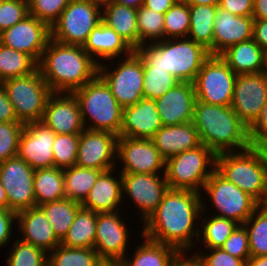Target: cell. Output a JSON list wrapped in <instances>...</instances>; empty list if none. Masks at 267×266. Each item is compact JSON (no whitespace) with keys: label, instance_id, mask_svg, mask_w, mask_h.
Instances as JSON below:
<instances>
[{"label":"cell","instance_id":"1","mask_svg":"<svg viewBox=\"0 0 267 266\" xmlns=\"http://www.w3.org/2000/svg\"><path fill=\"white\" fill-rule=\"evenodd\" d=\"M202 200L201 193L169 188L156 211L142 224L141 235L180 252L190 251L199 238L198 220L207 212Z\"/></svg>","mask_w":267,"mask_h":266},{"label":"cell","instance_id":"2","mask_svg":"<svg viewBox=\"0 0 267 266\" xmlns=\"http://www.w3.org/2000/svg\"><path fill=\"white\" fill-rule=\"evenodd\" d=\"M99 63L81 45L50 39L38 68L52 93H73L98 75Z\"/></svg>","mask_w":267,"mask_h":266},{"label":"cell","instance_id":"3","mask_svg":"<svg viewBox=\"0 0 267 266\" xmlns=\"http://www.w3.org/2000/svg\"><path fill=\"white\" fill-rule=\"evenodd\" d=\"M192 123L197 129L201 144L216 155L251 147L248 127L231 106L210 105L196 100Z\"/></svg>","mask_w":267,"mask_h":266},{"label":"cell","instance_id":"4","mask_svg":"<svg viewBox=\"0 0 267 266\" xmlns=\"http://www.w3.org/2000/svg\"><path fill=\"white\" fill-rule=\"evenodd\" d=\"M143 68L166 70L180 82H194L204 61L210 56L201 44L189 38L163 39L140 45L135 50Z\"/></svg>","mask_w":267,"mask_h":266},{"label":"cell","instance_id":"5","mask_svg":"<svg viewBox=\"0 0 267 266\" xmlns=\"http://www.w3.org/2000/svg\"><path fill=\"white\" fill-rule=\"evenodd\" d=\"M215 170L259 203L267 190V148L249 147L216 156Z\"/></svg>","mask_w":267,"mask_h":266},{"label":"cell","instance_id":"6","mask_svg":"<svg viewBox=\"0 0 267 266\" xmlns=\"http://www.w3.org/2000/svg\"><path fill=\"white\" fill-rule=\"evenodd\" d=\"M73 94L79 103L85 129L107 131L119 136L123 107L99 75ZM87 119L90 124H87Z\"/></svg>","mask_w":267,"mask_h":266},{"label":"cell","instance_id":"7","mask_svg":"<svg viewBox=\"0 0 267 266\" xmlns=\"http://www.w3.org/2000/svg\"><path fill=\"white\" fill-rule=\"evenodd\" d=\"M216 156L206 145L201 144L167 158L164 174L169 188L202 193L206 181L215 171Z\"/></svg>","mask_w":267,"mask_h":266},{"label":"cell","instance_id":"8","mask_svg":"<svg viewBox=\"0 0 267 266\" xmlns=\"http://www.w3.org/2000/svg\"><path fill=\"white\" fill-rule=\"evenodd\" d=\"M2 85L19 122L41 121L52 91L39 68L28 75L4 80Z\"/></svg>","mask_w":267,"mask_h":266},{"label":"cell","instance_id":"9","mask_svg":"<svg viewBox=\"0 0 267 266\" xmlns=\"http://www.w3.org/2000/svg\"><path fill=\"white\" fill-rule=\"evenodd\" d=\"M101 22V4L90 0H72L51 26V39L64 45L83 46Z\"/></svg>","mask_w":267,"mask_h":266},{"label":"cell","instance_id":"10","mask_svg":"<svg viewBox=\"0 0 267 266\" xmlns=\"http://www.w3.org/2000/svg\"><path fill=\"white\" fill-rule=\"evenodd\" d=\"M120 59L114 70L100 60L98 75L109 86L117 102L126 107L143 99V61L135 50Z\"/></svg>","mask_w":267,"mask_h":266},{"label":"cell","instance_id":"11","mask_svg":"<svg viewBox=\"0 0 267 266\" xmlns=\"http://www.w3.org/2000/svg\"><path fill=\"white\" fill-rule=\"evenodd\" d=\"M203 191L210 197L212 207L219 212L214 216L231 219L240 225L259 207L255 198L227 181L216 170L206 181Z\"/></svg>","mask_w":267,"mask_h":266},{"label":"cell","instance_id":"12","mask_svg":"<svg viewBox=\"0 0 267 266\" xmlns=\"http://www.w3.org/2000/svg\"><path fill=\"white\" fill-rule=\"evenodd\" d=\"M237 74L219 55H210L193 82L196 100L210 105L231 106Z\"/></svg>","mask_w":267,"mask_h":266},{"label":"cell","instance_id":"13","mask_svg":"<svg viewBox=\"0 0 267 266\" xmlns=\"http://www.w3.org/2000/svg\"><path fill=\"white\" fill-rule=\"evenodd\" d=\"M35 170L14 157L0 163V182L8 200V210L18 213L36 206L33 186Z\"/></svg>","mask_w":267,"mask_h":266},{"label":"cell","instance_id":"14","mask_svg":"<svg viewBox=\"0 0 267 266\" xmlns=\"http://www.w3.org/2000/svg\"><path fill=\"white\" fill-rule=\"evenodd\" d=\"M121 178L123 195L126 193L135 203L145 223L169 189L165 174L121 173Z\"/></svg>","mask_w":267,"mask_h":266},{"label":"cell","instance_id":"15","mask_svg":"<svg viewBox=\"0 0 267 266\" xmlns=\"http://www.w3.org/2000/svg\"><path fill=\"white\" fill-rule=\"evenodd\" d=\"M116 158L122 162L120 173H165V159L151 139L118 136Z\"/></svg>","mask_w":267,"mask_h":266},{"label":"cell","instance_id":"16","mask_svg":"<svg viewBox=\"0 0 267 266\" xmlns=\"http://www.w3.org/2000/svg\"><path fill=\"white\" fill-rule=\"evenodd\" d=\"M267 101V76L263 73L238 74L231 108L249 128Z\"/></svg>","mask_w":267,"mask_h":266},{"label":"cell","instance_id":"17","mask_svg":"<svg viewBox=\"0 0 267 266\" xmlns=\"http://www.w3.org/2000/svg\"><path fill=\"white\" fill-rule=\"evenodd\" d=\"M118 135L84 129L79 134L76 165L107 171L115 168Z\"/></svg>","mask_w":267,"mask_h":266},{"label":"cell","instance_id":"18","mask_svg":"<svg viewBox=\"0 0 267 266\" xmlns=\"http://www.w3.org/2000/svg\"><path fill=\"white\" fill-rule=\"evenodd\" d=\"M50 39V27L31 15L0 33L1 44L30 55L37 63Z\"/></svg>","mask_w":267,"mask_h":266},{"label":"cell","instance_id":"19","mask_svg":"<svg viewBox=\"0 0 267 266\" xmlns=\"http://www.w3.org/2000/svg\"><path fill=\"white\" fill-rule=\"evenodd\" d=\"M56 134L42 121L25 124L18 143L17 157L34 170L54 167L53 144Z\"/></svg>","mask_w":267,"mask_h":266},{"label":"cell","instance_id":"20","mask_svg":"<svg viewBox=\"0 0 267 266\" xmlns=\"http://www.w3.org/2000/svg\"><path fill=\"white\" fill-rule=\"evenodd\" d=\"M119 211L97 213L94 249L105 261L120 262L126 256L129 232Z\"/></svg>","mask_w":267,"mask_h":266},{"label":"cell","instance_id":"21","mask_svg":"<svg viewBox=\"0 0 267 266\" xmlns=\"http://www.w3.org/2000/svg\"><path fill=\"white\" fill-rule=\"evenodd\" d=\"M41 121L55 134H80L85 129L80 106L73 93H52Z\"/></svg>","mask_w":267,"mask_h":266},{"label":"cell","instance_id":"22","mask_svg":"<svg viewBox=\"0 0 267 266\" xmlns=\"http://www.w3.org/2000/svg\"><path fill=\"white\" fill-rule=\"evenodd\" d=\"M195 101V87L192 82H180L163 96L155 99L162 125L192 122Z\"/></svg>","mask_w":267,"mask_h":266},{"label":"cell","instance_id":"23","mask_svg":"<svg viewBox=\"0 0 267 266\" xmlns=\"http://www.w3.org/2000/svg\"><path fill=\"white\" fill-rule=\"evenodd\" d=\"M162 126L155 100L143 98L123 107L119 136L151 139Z\"/></svg>","mask_w":267,"mask_h":266},{"label":"cell","instance_id":"24","mask_svg":"<svg viewBox=\"0 0 267 266\" xmlns=\"http://www.w3.org/2000/svg\"><path fill=\"white\" fill-rule=\"evenodd\" d=\"M213 23V55H220L228 47L253 38V17L236 16L218 7Z\"/></svg>","mask_w":267,"mask_h":266},{"label":"cell","instance_id":"25","mask_svg":"<svg viewBox=\"0 0 267 266\" xmlns=\"http://www.w3.org/2000/svg\"><path fill=\"white\" fill-rule=\"evenodd\" d=\"M16 222L20 233L23 235L20 236V239L31 243L46 253H50L61 244L44 211L39 206L18 212Z\"/></svg>","mask_w":267,"mask_h":266},{"label":"cell","instance_id":"26","mask_svg":"<svg viewBox=\"0 0 267 266\" xmlns=\"http://www.w3.org/2000/svg\"><path fill=\"white\" fill-rule=\"evenodd\" d=\"M114 170L116 169L103 171L99 175L87 198L81 204L82 207L95 213L120 211L118 205L121 204V200L124 198L122 197V178L120 172L117 175L119 177H116Z\"/></svg>","mask_w":267,"mask_h":266},{"label":"cell","instance_id":"27","mask_svg":"<svg viewBox=\"0 0 267 266\" xmlns=\"http://www.w3.org/2000/svg\"><path fill=\"white\" fill-rule=\"evenodd\" d=\"M83 49L97 62V57L102 61L112 63L115 58L129 56L134 50L112 28L103 22L99 23L90 33ZM104 59V60H103ZM110 60V61H109Z\"/></svg>","mask_w":267,"mask_h":266},{"label":"cell","instance_id":"28","mask_svg":"<svg viewBox=\"0 0 267 266\" xmlns=\"http://www.w3.org/2000/svg\"><path fill=\"white\" fill-rule=\"evenodd\" d=\"M151 140L165 160L201 145L199 134L192 122L162 126Z\"/></svg>","mask_w":267,"mask_h":266},{"label":"cell","instance_id":"29","mask_svg":"<svg viewBox=\"0 0 267 266\" xmlns=\"http://www.w3.org/2000/svg\"><path fill=\"white\" fill-rule=\"evenodd\" d=\"M102 22L115 30L133 49L139 47L137 9L109 1L101 5Z\"/></svg>","mask_w":267,"mask_h":266},{"label":"cell","instance_id":"30","mask_svg":"<svg viewBox=\"0 0 267 266\" xmlns=\"http://www.w3.org/2000/svg\"><path fill=\"white\" fill-rule=\"evenodd\" d=\"M219 56L237 75L264 71L265 52L253 39L232 45Z\"/></svg>","mask_w":267,"mask_h":266},{"label":"cell","instance_id":"31","mask_svg":"<svg viewBox=\"0 0 267 266\" xmlns=\"http://www.w3.org/2000/svg\"><path fill=\"white\" fill-rule=\"evenodd\" d=\"M145 240L137 246L133 258L127 257L120 261V266H171L172 261L180 252L173 246L152 241L144 236Z\"/></svg>","mask_w":267,"mask_h":266},{"label":"cell","instance_id":"32","mask_svg":"<svg viewBox=\"0 0 267 266\" xmlns=\"http://www.w3.org/2000/svg\"><path fill=\"white\" fill-rule=\"evenodd\" d=\"M218 6L189 5L190 28L187 38L203 45L213 55L214 20Z\"/></svg>","mask_w":267,"mask_h":266},{"label":"cell","instance_id":"33","mask_svg":"<svg viewBox=\"0 0 267 266\" xmlns=\"http://www.w3.org/2000/svg\"><path fill=\"white\" fill-rule=\"evenodd\" d=\"M33 186L36 206L66 198L63 169L51 167L35 170Z\"/></svg>","mask_w":267,"mask_h":266},{"label":"cell","instance_id":"34","mask_svg":"<svg viewBox=\"0 0 267 266\" xmlns=\"http://www.w3.org/2000/svg\"><path fill=\"white\" fill-rule=\"evenodd\" d=\"M97 213L81 207L61 244L70 248H94Z\"/></svg>","mask_w":267,"mask_h":266},{"label":"cell","instance_id":"35","mask_svg":"<svg viewBox=\"0 0 267 266\" xmlns=\"http://www.w3.org/2000/svg\"><path fill=\"white\" fill-rule=\"evenodd\" d=\"M102 172L77 165L64 169L65 197L82 204Z\"/></svg>","mask_w":267,"mask_h":266},{"label":"cell","instance_id":"36","mask_svg":"<svg viewBox=\"0 0 267 266\" xmlns=\"http://www.w3.org/2000/svg\"><path fill=\"white\" fill-rule=\"evenodd\" d=\"M45 213L56 237L62 241L75 220L80 203L64 198L58 201L44 203L39 206Z\"/></svg>","mask_w":267,"mask_h":266},{"label":"cell","instance_id":"37","mask_svg":"<svg viewBox=\"0 0 267 266\" xmlns=\"http://www.w3.org/2000/svg\"><path fill=\"white\" fill-rule=\"evenodd\" d=\"M38 68V63L28 54L0 43V82L28 75Z\"/></svg>","mask_w":267,"mask_h":266},{"label":"cell","instance_id":"38","mask_svg":"<svg viewBox=\"0 0 267 266\" xmlns=\"http://www.w3.org/2000/svg\"><path fill=\"white\" fill-rule=\"evenodd\" d=\"M204 223H199V241H204L206 249L221 248L232 232L240 225L224 217L212 216L209 219L202 217Z\"/></svg>","mask_w":267,"mask_h":266},{"label":"cell","instance_id":"39","mask_svg":"<svg viewBox=\"0 0 267 266\" xmlns=\"http://www.w3.org/2000/svg\"><path fill=\"white\" fill-rule=\"evenodd\" d=\"M48 254L47 266H96L102 261L94 248H70L59 244Z\"/></svg>","mask_w":267,"mask_h":266},{"label":"cell","instance_id":"40","mask_svg":"<svg viewBox=\"0 0 267 266\" xmlns=\"http://www.w3.org/2000/svg\"><path fill=\"white\" fill-rule=\"evenodd\" d=\"M242 225L248 233L250 255H267V212L259 206Z\"/></svg>","mask_w":267,"mask_h":266},{"label":"cell","instance_id":"41","mask_svg":"<svg viewBox=\"0 0 267 266\" xmlns=\"http://www.w3.org/2000/svg\"><path fill=\"white\" fill-rule=\"evenodd\" d=\"M139 46L164 39V14L150 10L143 5L137 9ZM151 40V42H150Z\"/></svg>","mask_w":267,"mask_h":266},{"label":"cell","instance_id":"42","mask_svg":"<svg viewBox=\"0 0 267 266\" xmlns=\"http://www.w3.org/2000/svg\"><path fill=\"white\" fill-rule=\"evenodd\" d=\"M189 28V5L184 0H177L164 14V39L187 38Z\"/></svg>","mask_w":267,"mask_h":266},{"label":"cell","instance_id":"43","mask_svg":"<svg viewBox=\"0 0 267 266\" xmlns=\"http://www.w3.org/2000/svg\"><path fill=\"white\" fill-rule=\"evenodd\" d=\"M6 266H47L48 254L20 238L13 242Z\"/></svg>","mask_w":267,"mask_h":266},{"label":"cell","instance_id":"44","mask_svg":"<svg viewBox=\"0 0 267 266\" xmlns=\"http://www.w3.org/2000/svg\"><path fill=\"white\" fill-rule=\"evenodd\" d=\"M143 98L155 100L174 88L180 81L166 70L143 68Z\"/></svg>","mask_w":267,"mask_h":266},{"label":"cell","instance_id":"45","mask_svg":"<svg viewBox=\"0 0 267 266\" xmlns=\"http://www.w3.org/2000/svg\"><path fill=\"white\" fill-rule=\"evenodd\" d=\"M79 134H56L53 144L54 167L67 169L76 165Z\"/></svg>","mask_w":267,"mask_h":266},{"label":"cell","instance_id":"46","mask_svg":"<svg viewBox=\"0 0 267 266\" xmlns=\"http://www.w3.org/2000/svg\"><path fill=\"white\" fill-rule=\"evenodd\" d=\"M29 15L46 23L50 28L72 0H27Z\"/></svg>","mask_w":267,"mask_h":266},{"label":"cell","instance_id":"47","mask_svg":"<svg viewBox=\"0 0 267 266\" xmlns=\"http://www.w3.org/2000/svg\"><path fill=\"white\" fill-rule=\"evenodd\" d=\"M25 124L0 122V163L17 157L18 143Z\"/></svg>","mask_w":267,"mask_h":266},{"label":"cell","instance_id":"48","mask_svg":"<svg viewBox=\"0 0 267 266\" xmlns=\"http://www.w3.org/2000/svg\"><path fill=\"white\" fill-rule=\"evenodd\" d=\"M27 15V0H4L0 4V33L22 21Z\"/></svg>","mask_w":267,"mask_h":266},{"label":"cell","instance_id":"49","mask_svg":"<svg viewBox=\"0 0 267 266\" xmlns=\"http://www.w3.org/2000/svg\"><path fill=\"white\" fill-rule=\"evenodd\" d=\"M221 249L247 263V260L251 255L248 233L245 227L239 225L221 246Z\"/></svg>","mask_w":267,"mask_h":266},{"label":"cell","instance_id":"50","mask_svg":"<svg viewBox=\"0 0 267 266\" xmlns=\"http://www.w3.org/2000/svg\"><path fill=\"white\" fill-rule=\"evenodd\" d=\"M209 253L196 252L205 266H246V263L235 256L230 255L221 248L208 249ZM202 253V254H201Z\"/></svg>","mask_w":267,"mask_h":266},{"label":"cell","instance_id":"51","mask_svg":"<svg viewBox=\"0 0 267 266\" xmlns=\"http://www.w3.org/2000/svg\"><path fill=\"white\" fill-rule=\"evenodd\" d=\"M248 136L251 146L267 148V101L258 118L248 128Z\"/></svg>","mask_w":267,"mask_h":266},{"label":"cell","instance_id":"52","mask_svg":"<svg viewBox=\"0 0 267 266\" xmlns=\"http://www.w3.org/2000/svg\"><path fill=\"white\" fill-rule=\"evenodd\" d=\"M254 0H220L218 7L236 16L252 17Z\"/></svg>","mask_w":267,"mask_h":266},{"label":"cell","instance_id":"53","mask_svg":"<svg viewBox=\"0 0 267 266\" xmlns=\"http://www.w3.org/2000/svg\"><path fill=\"white\" fill-rule=\"evenodd\" d=\"M17 220V213L11 210H0V248L11 239L13 223Z\"/></svg>","mask_w":267,"mask_h":266},{"label":"cell","instance_id":"54","mask_svg":"<svg viewBox=\"0 0 267 266\" xmlns=\"http://www.w3.org/2000/svg\"><path fill=\"white\" fill-rule=\"evenodd\" d=\"M0 122H19L2 82H0Z\"/></svg>","mask_w":267,"mask_h":266},{"label":"cell","instance_id":"55","mask_svg":"<svg viewBox=\"0 0 267 266\" xmlns=\"http://www.w3.org/2000/svg\"><path fill=\"white\" fill-rule=\"evenodd\" d=\"M252 39L267 51V19H254Z\"/></svg>","mask_w":267,"mask_h":266},{"label":"cell","instance_id":"56","mask_svg":"<svg viewBox=\"0 0 267 266\" xmlns=\"http://www.w3.org/2000/svg\"><path fill=\"white\" fill-rule=\"evenodd\" d=\"M186 253L184 251L179 252L172 261L171 266H205L197 254L188 257ZM185 254L186 256H184Z\"/></svg>","mask_w":267,"mask_h":266},{"label":"cell","instance_id":"57","mask_svg":"<svg viewBox=\"0 0 267 266\" xmlns=\"http://www.w3.org/2000/svg\"><path fill=\"white\" fill-rule=\"evenodd\" d=\"M177 0H143V6L155 12L165 14Z\"/></svg>","mask_w":267,"mask_h":266},{"label":"cell","instance_id":"58","mask_svg":"<svg viewBox=\"0 0 267 266\" xmlns=\"http://www.w3.org/2000/svg\"><path fill=\"white\" fill-rule=\"evenodd\" d=\"M253 19H267V0L253 1Z\"/></svg>","mask_w":267,"mask_h":266},{"label":"cell","instance_id":"59","mask_svg":"<svg viewBox=\"0 0 267 266\" xmlns=\"http://www.w3.org/2000/svg\"><path fill=\"white\" fill-rule=\"evenodd\" d=\"M246 266H267V255L250 256Z\"/></svg>","mask_w":267,"mask_h":266},{"label":"cell","instance_id":"60","mask_svg":"<svg viewBox=\"0 0 267 266\" xmlns=\"http://www.w3.org/2000/svg\"><path fill=\"white\" fill-rule=\"evenodd\" d=\"M188 5L218 6L220 0H184Z\"/></svg>","mask_w":267,"mask_h":266},{"label":"cell","instance_id":"61","mask_svg":"<svg viewBox=\"0 0 267 266\" xmlns=\"http://www.w3.org/2000/svg\"><path fill=\"white\" fill-rule=\"evenodd\" d=\"M119 4L138 9L143 5V0H110Z\"/></svg>","mask_w":267,"mask_h":266},{"label":"cell","instance_id":"62","mask_svg":"<svg viewBox=\"0 0 267 266\" xmlns=\"http://www.w3.org/2000/svg\"><path fill=\"white\" fill-rule=\"evenodd\" d=\"M0 210H8V200L4 187L0 182Z\"/></svg>","mask_w":267,"mask_h":266},{"label":"cell","instance_id":"63","mask_svg":"<svg viewBox=\"0 0 267 266\" xmlns=\"http://www.w3.org/2000/svg\"><path fill=\"white\" fill-rule=\"evenodd\" d=\"M96 266H120V262L102 260Z\"/></svg>","mask_w":267,"mask_h":266},{"label":"cell","instance_id":"64","mask_svg":"<svg viewBox=\"0 0 267 266\" xmlns=\"http://www.w3.org/2000/svg\"><path fill=\"white\" fill-rule=\"evenodd\" d=\"M259 206L267 212V190L265 192L263 200L259 203Z\"/></svg>","mask_w":267,"mask_h":266},{"label":"cell","instance_id":"65","mask_svg":"<svg viewBox=\"0 0 267 266\" xmlns=\"http://www.w3.org/2000/svg\"><path fill=\"white\" fill-rule=\"evenodd\" d=\"M263 73L267 76V51H265V56H264V71Z\"/></svg>","mask_w":267,"mask_h":266},{"label":"cell","instance_id":"66","mask_svg":"<svg viewBox=\"0 0 267 266\" xmlns=\"http://www.w3.org/2000/svg\"><path fill=\"white\" fill-rule=\"evenodd\" d=\"M90 1H94V2H97V3L102 5V4L106 3V2H109L110 0H90Z\"/></svg>","mask_w":267,"mask_h":266}]
</instances>
